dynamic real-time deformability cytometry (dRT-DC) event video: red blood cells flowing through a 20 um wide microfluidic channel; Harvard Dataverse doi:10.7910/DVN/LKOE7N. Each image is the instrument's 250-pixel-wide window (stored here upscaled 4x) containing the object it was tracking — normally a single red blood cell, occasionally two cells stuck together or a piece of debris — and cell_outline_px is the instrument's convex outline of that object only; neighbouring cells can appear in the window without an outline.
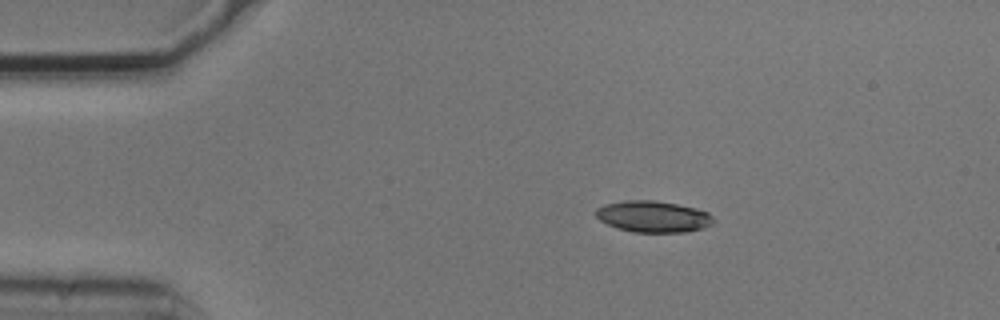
{"species": "common noctule bat (a hibernating species)", "species_latin": "Nyctalus noctula", "temperature_condition": "cold", "stored_images_in_passage": 5, "camera_frame_rate_fps": 3000, "um_per_image_px": 0.085, "animal": {"sex": "male", "body_mass_g": 20.5, "forearm_length_mm": 52.5}, "frame": {"image": 1, "passage_image": 2, "time_ms": 0.333, "image_size_px": [1000, 320], "cell_outline_px": [[712, 224], [704, 228], [684, 232], [636, 232], [616, 228], [600, 220], [596, 216], [596, 208], [604, 204], [624, 200], [652, 200], [676, 204], [696, 208], [708, 212], [712, 216]], "centroid_in_image_um": [55.5, 18.4], "position_along_channel_um": 29.5, "area_um2": 21.44}}
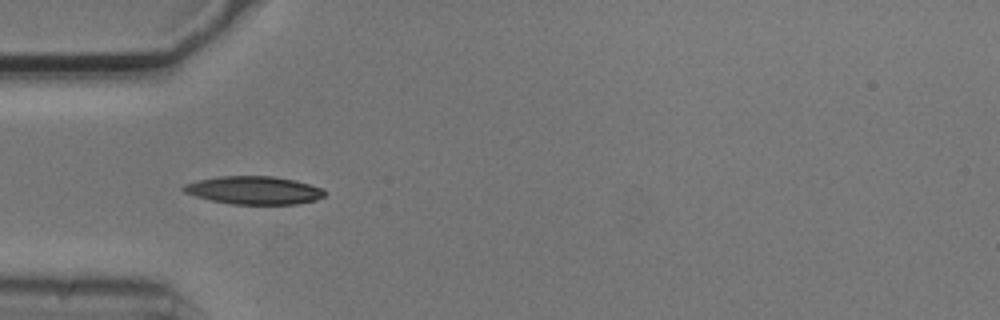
{"frame": {"image": 2, "passage_image": 4, "time_ms": 1.0, "image_size_px": [1000, 320], "cell_outline_px": [[324, 196], [316, 200], [296, 204], [232, 204], [212, 200], [196, 196], [184, 192], [180, 188], [184, 184], [196, 180], [220, 176], [272, 176], [296, 180], [324, 188]], "centroid_in_image_um": [21.59, 16.16], "position_along_channel_um": 63.4, "area_um2": 23.12}}